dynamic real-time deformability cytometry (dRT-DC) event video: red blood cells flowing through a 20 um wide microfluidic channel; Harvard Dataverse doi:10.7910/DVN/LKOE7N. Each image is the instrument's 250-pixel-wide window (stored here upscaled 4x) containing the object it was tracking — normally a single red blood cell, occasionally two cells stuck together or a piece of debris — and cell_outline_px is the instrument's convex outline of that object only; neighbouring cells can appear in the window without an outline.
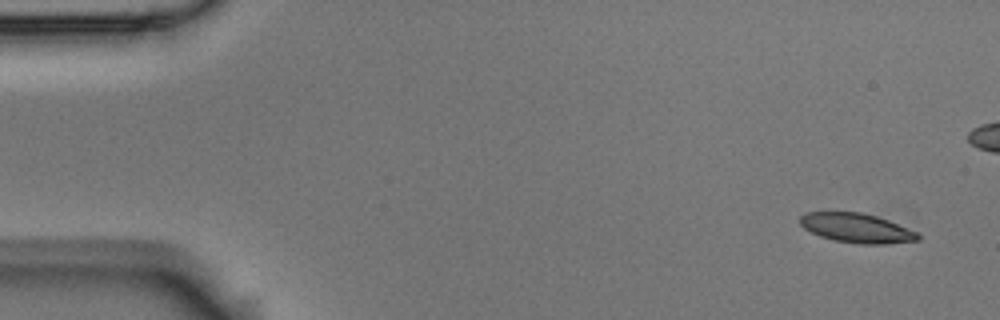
{"species": "Egyptian fruit bat (a non-hibernating species)", "species_latin": "Rousettus aegyptiacus", "temperature_condition": "room temperature", "stored_images_in_passage": 4, "camera_frame_rate_fps": 3000, "um_per_image_px": 0.085, "animal": {"sex": "male"}, "frame": {"image": 1, "passage_image": 1, "time_ms": 0.0, "image_size_px": [1000, 320], "cell_outline_px": [[920, 240], [884, 244], [860, 244], [836, 240], [820, 236], [804, 228], [800, 224], [800, 216], [808, 212], [860, 212], [876, 216], [888, 220], [916, 232], [920, 236]], "centroid_in_image_um": [72.81, 19.38], "position_along_channel_um": 12.2, "area_um2": 19.94}}